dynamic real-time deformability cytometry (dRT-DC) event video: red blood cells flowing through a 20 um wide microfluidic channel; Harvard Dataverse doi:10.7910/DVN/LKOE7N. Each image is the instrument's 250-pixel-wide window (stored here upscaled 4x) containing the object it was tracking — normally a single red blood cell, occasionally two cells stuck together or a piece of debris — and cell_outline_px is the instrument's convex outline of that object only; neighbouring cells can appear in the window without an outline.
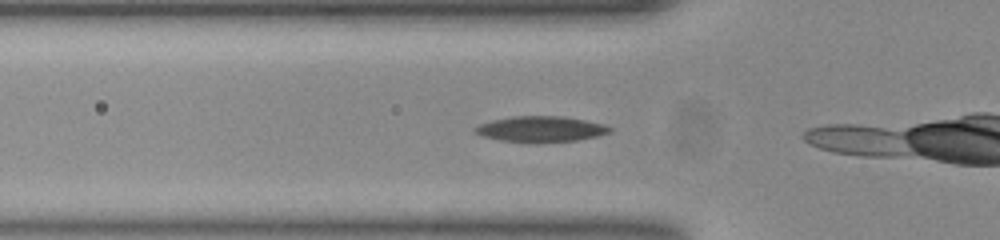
{"species": "common noctule bat (a hibernating species)", "species_latin": "Nyctalus noctula", "temperature_condition": "room temperature", "stored_images_in_passage": 4, "camera_frame_rate_fps": 3000, "um_per_image_px": 0.085, "animal": {"sex": "female", "body_mass_g": 23.0, "forearm_length_mm": 53.4}, "frame": {"image": 1, "passage_image": 2, "time_ms": 0.333, "image_size_px": [1000, 240], "cell_outline_px": [[612, 128], [608, 132], [596, 136], [576, 140], [536, 144], [500, 140], [484, 136], [476, 132], [472, 128], [480, 124], [492, 120], [512, 116], [560, 116], [584, 120], [604, 124]], "centroid_in_image_um": [45.93, 10.98], "position_along_channel_um": 79.9, "area_um2": 20.23}}